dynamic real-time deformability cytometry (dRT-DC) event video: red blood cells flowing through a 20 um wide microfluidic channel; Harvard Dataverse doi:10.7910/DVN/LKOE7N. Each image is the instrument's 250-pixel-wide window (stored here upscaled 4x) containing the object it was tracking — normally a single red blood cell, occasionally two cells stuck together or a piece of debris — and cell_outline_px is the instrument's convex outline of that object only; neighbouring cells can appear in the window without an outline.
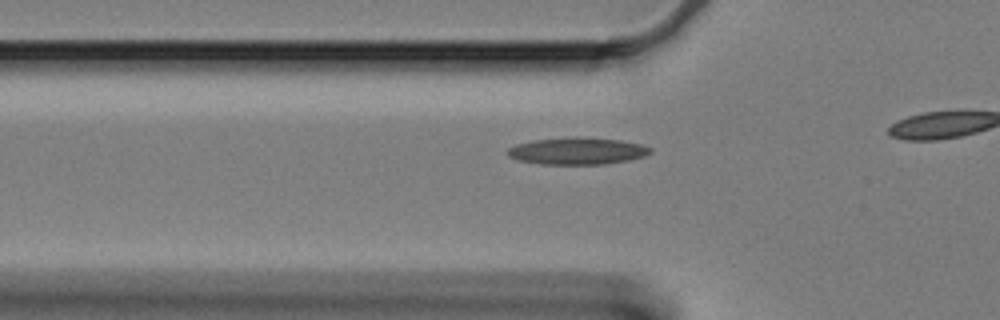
{"species": "Egyptian fruit bat (a non-hibernating species)", "species_latin": "Rousettus aegyptiacus", "temperature_condition": "cold", "stored_images_in_passage": 8, "camera_frame_rate_fps": 3000, "um_per_image_px": 0.085, "animal": {"sex": "female"}, "frame": {"image": 1, "passage_image": 2, "time_ms": 0.333, "image_size_px": [1000, 320], "cell_outline_px": [[652, 152], [644, 156], [628, 160], [604, 164], [540, 164], [520, 160], [508, 156], [504, 152], [508, 148], [516, 144], [532, 140], [568, 136], [576, 136], [620, 140], [640, 144], [652, 148]], "centroid_in_image_um": [49.03, 12.82], "position_along_channel_um": 76.8, "area_um2": 22.66}}
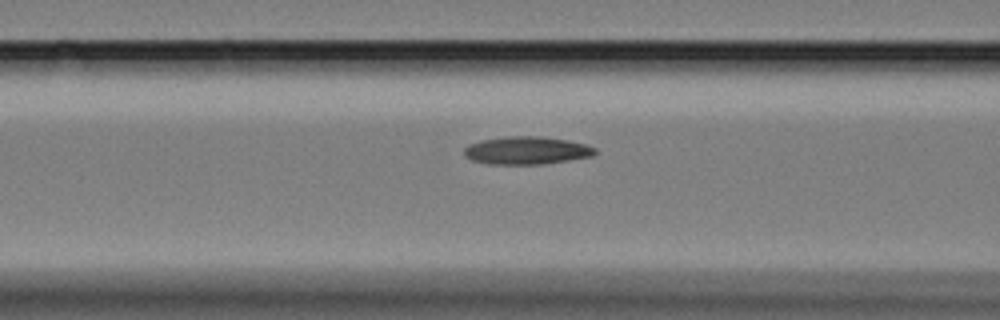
{"frame": {"image": 2, "passage_image": 6, "time_ms": 1.667, "image_size_px": [1000, 320], "cell_outline_px": [[596, 152], [592, 156], [544, 164], [488, 164], [472, 160], [464, 156], [464, 148], [468, 144], [480, 140], [508, 136], [540, 136], [568, 140], [584, 144], [596, 148]], "centroid_in_image_um": [44.73, 12.79], "position_along_channel_um": 121.9, "area_um2": 21.27}}